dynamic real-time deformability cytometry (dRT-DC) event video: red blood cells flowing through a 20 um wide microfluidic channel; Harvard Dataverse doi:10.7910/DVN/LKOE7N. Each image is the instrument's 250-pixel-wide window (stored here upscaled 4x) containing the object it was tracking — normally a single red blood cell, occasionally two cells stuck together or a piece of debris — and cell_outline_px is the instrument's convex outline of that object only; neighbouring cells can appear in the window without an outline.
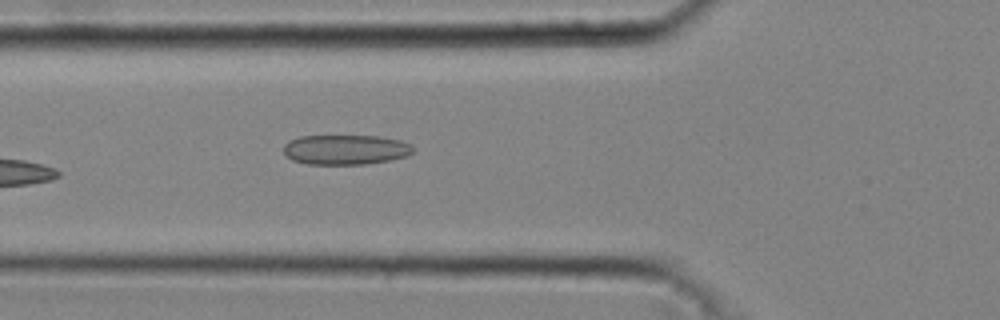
{"species": "common noctule bat (a hibernating species)", "species_latin": "Nyctalus noctula", "temperature_condition": "cold", "stored_images_in_passage": 29, "camera_frame_rate_fps": 3000, "um_per_image_px": 0.085, "animal": {"sex": "male", "body_mass_g": 20.4}, "frame": {"image": 1, "passage_image": 3, "time_ms": 0.667, "image_size_px": [1000, 320], "cell_outline_px": [[412, 152], [408, 156], [388, 160], [364, 164], [308, 164], [292, 160], [284, 156], [284, 144], [288, 140], [300, 136], [380, 136], [400, 140], [412, 144]], "centroid_in_image_um": [29.34, 12.71], "position_along_channel_um": 96.5, "area_um2": 22.66}}
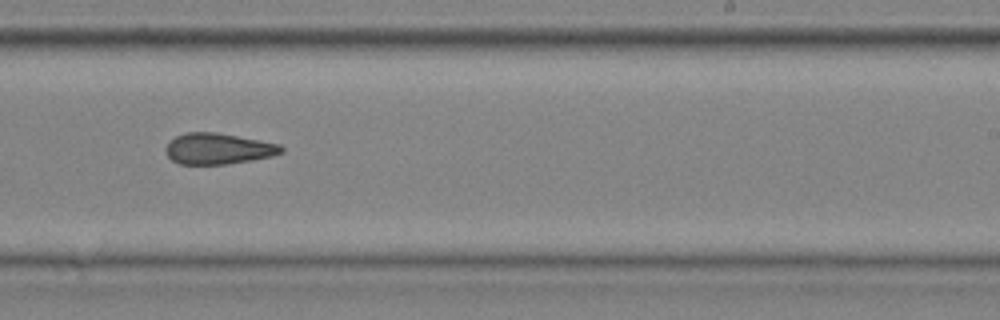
{"frame": {"image": 2, "passage_image": 15, "time_ms": 4.667, "image_size_px": [1000, 320], "cell_outline_px": [[284, 152], [272, 156], [252, 160], [224, 164], [180, 164], [172, 160], [168, 156], [164, 148], [176, 136], [188, 132], [216, 132], [280, 144], [284, 148]], "centroid_in_image_um": [18.56, 12.64], "position_along_channel_um": 270.4, "area_um2": 20.75}}
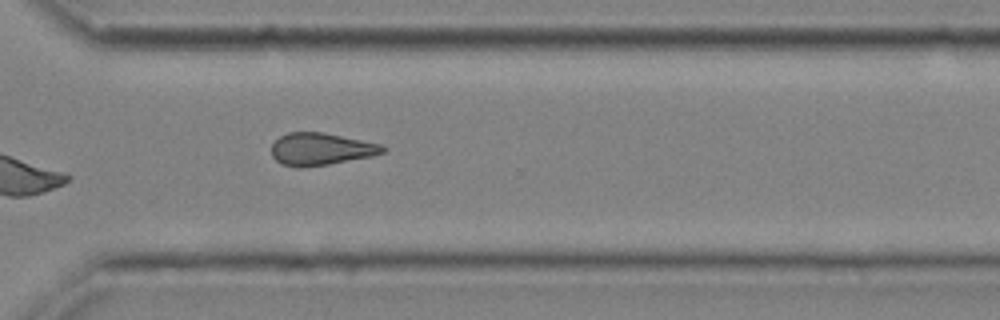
{"frame": {"image": 3, "passage_image": 20, "time_ms": 6.333, "image_size_px": [1000, 320], "cell_outline_px": [[388, 148], [384, 152], [372, 156], [328, 164], [300, 168], [280, 164], [272, 156], [272, 144], [280, 136], [288, 132], [324, 132], [380, 144]], "centroid_in_image_um": [27.26, 12.67], "position_along_channel_um": 343.3, "area_um2": 20.92}, "authors_computed_cell_mechanics": {"area_um2": 20.9236, "velocity_mm_per_s": 4.3527, "shape_relaxation_time_tau1_ms": null, "shape_relaxation_time_tau2_ms": 5.0222, "deformation_change_tau1": null, "deformation_change_tau2": 0.1554}}